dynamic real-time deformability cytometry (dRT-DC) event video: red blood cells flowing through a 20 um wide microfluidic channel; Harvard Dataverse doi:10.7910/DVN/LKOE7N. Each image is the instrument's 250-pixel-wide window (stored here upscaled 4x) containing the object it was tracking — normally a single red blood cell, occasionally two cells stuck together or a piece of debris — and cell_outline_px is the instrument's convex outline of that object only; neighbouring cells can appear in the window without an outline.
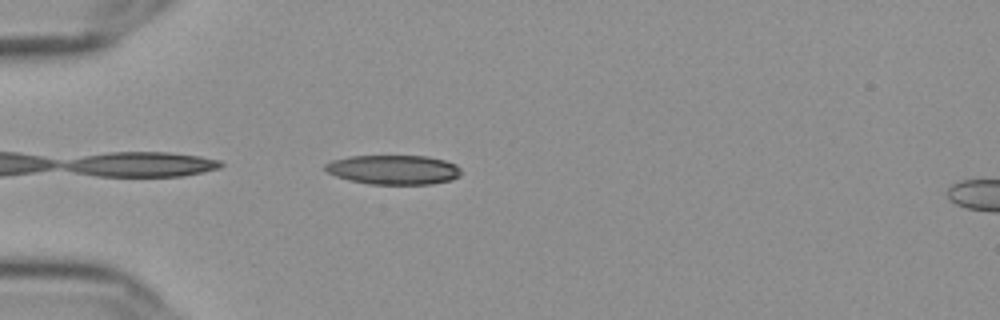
{"species": "Egyptian fruit bat (a non-hibernating species)", "species_latin": "Rousettus aegyptiacus", "temperature_condition": "cold", "stored_images_in_passage": 7, "camera_frame_rate_fps": 3000, "um_per_image_px": 0.085, "frame": {"image": 1, "passage_image": 2, "time_ms": 0.333, "image_size_px": [1000, 320], "cell_outline_px": [[460, 176], [452, 180], [432, 184], [368, 184], [348, 180], [336, 176], [328, 172], [324, 168], [324, 164], [332, 160], [348, 156], [428, 156], [444, 160], [456, 164], [460, 168]], "centroid_in_image_um": [33.45, 14.43], "position_along_channel_um": 51.6, "area_um2": 23.47}}